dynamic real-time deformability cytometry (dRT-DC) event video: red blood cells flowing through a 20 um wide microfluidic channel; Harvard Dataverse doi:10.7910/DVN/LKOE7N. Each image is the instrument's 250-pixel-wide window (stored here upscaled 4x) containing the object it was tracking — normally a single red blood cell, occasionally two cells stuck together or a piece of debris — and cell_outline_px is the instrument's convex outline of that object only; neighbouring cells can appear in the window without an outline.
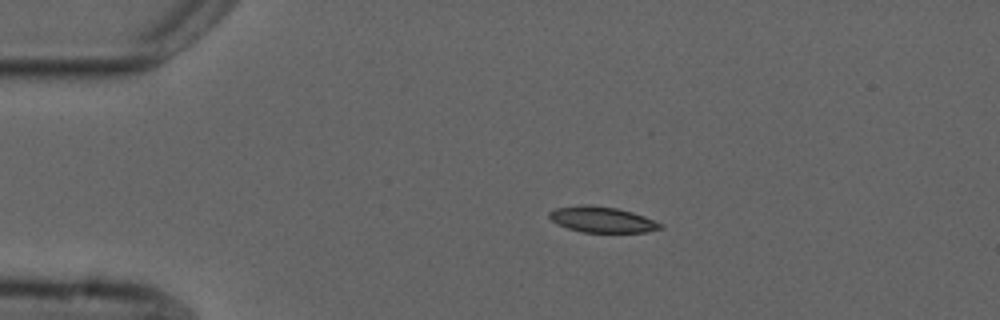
{"species": "common noctule bat (a hibernating species)", "species_latin": "Nyctalus noctula", "temperature_condition": "cold", "stored_images_in_passage": 5, "camera_frame_rate_fps": 3000, "um_per_image_px": 0.085, "animal": {"sex": "male", "forearm_length_mm": 52.5}, "frame": {"image": 1, "passage_image": 3, "time_ms": 2.333, "image_size_px": [1000, 320], "cell_outline_px": [[664, 228], [648, 232], [584, 232], [568, 228], [556, 224], [548, 216], [548, 212], [556, 208], [584, 204], [592, 204], [616, 208], [632, 212], [644, 216], [664, 224]], "centroid_in_image_um": [51.19, 18.66], "position_along_channel_um": 33.8, "area_um2": 16.82}}
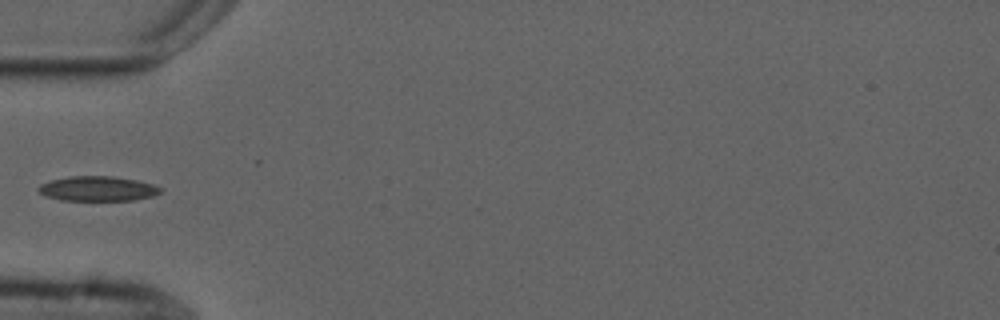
{"frame": {"image": 2, "passage_image": 5, "time_ms": 4.667, "image_size_px": [1000, 320], "cell_outline_px": [[160, 192], [152, 196], [132, 200], [60, 200], [44, 196], [36, 188], [40, 184], [52, 180], [72, 176], [112, 176], [136, 180], [152, 184], [160, 188]], "centroid_in_image_um": [8.25, 16.04], "position_along_channel_um": 76.7, "area_um2": 17.46}}